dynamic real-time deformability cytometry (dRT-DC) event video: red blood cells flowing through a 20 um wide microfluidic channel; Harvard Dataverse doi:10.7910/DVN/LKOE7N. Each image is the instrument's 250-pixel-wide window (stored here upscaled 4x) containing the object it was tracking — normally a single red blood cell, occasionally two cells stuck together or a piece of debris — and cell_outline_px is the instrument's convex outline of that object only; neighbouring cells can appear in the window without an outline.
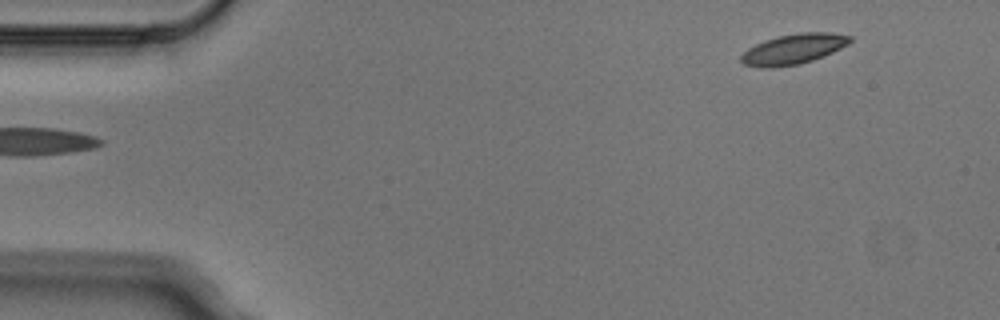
{"species": "Egyptian fruit bat (a non-hibernating species)", "species_latin": "Rousettus aegyptiacus", "temperature_condition": "cold", "stored_images_in_passage": 2, "camera_frame_rate_fps": 3000, "um_per_image_px": 0.085, "animal": {"sex": "male"}, "frame": {"image": 1, "passage_image": 2, "time_ms": 0.333, "image_size_px": [1000, 320], "cell_outline_px": [[852, 40], [848, 44], [832, 52], [812, 60], [800, 64], [772, 68], [764, 68], [744, 64], [740, 60], [740, 56], [748, 48], [764, 40], [776, 36], [800, 32], [832, 32], [852, 36]], "centroid_in_image_um": [67.44, 4.16], "position_along_channel_um": 17.6, "area_um2": 19.25}}